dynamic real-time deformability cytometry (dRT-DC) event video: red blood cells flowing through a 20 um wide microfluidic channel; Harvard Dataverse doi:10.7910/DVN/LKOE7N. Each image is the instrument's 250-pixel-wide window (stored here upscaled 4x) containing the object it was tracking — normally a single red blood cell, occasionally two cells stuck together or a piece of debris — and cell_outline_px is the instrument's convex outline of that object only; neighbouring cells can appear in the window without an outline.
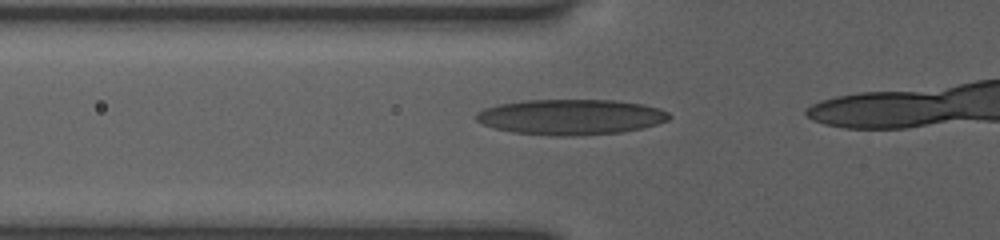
{"species": "human", "species_latin": "Homo sapiens", "temperature_condition": "room temperature", "stored_images_in_passage": 19, "camera_frame_rate_fps": 3000, "um_per_image_px": 0.085, "donor": {"sex": "female"}, "frame": {"image": 1, "passage_image": 14, "time_ms": 4.333, "image_size_px": [1000, 240], "cell_outline_px": [[672, 116], [668, 120], [656, 124], [640, 128], [620, 132], [572, 136], [548, 136], [512, 132], [492, 128], [476, 120], [476, 112], [484, 108], [496, 104], [524, 100], [612, 100], [644, 104], [660, 108], [668, 112]], "centroid_in_image_um": [48.48, 9.94], "position_along_channel_um": 77.3, "area_um2": 40.11}}
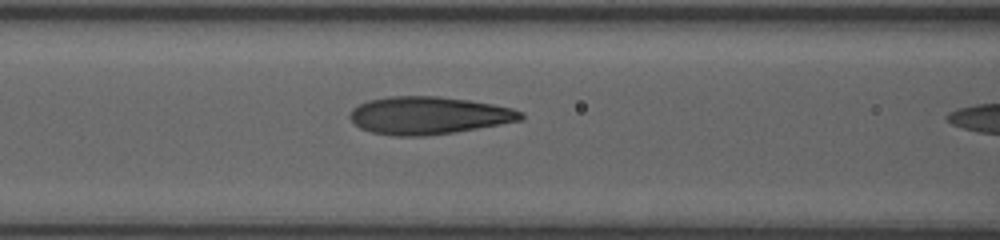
{"frame": {"image": 2, "passage_image": 18, "time_ms": 5.667, "image_size_px": [1000, 240], "cell_outline_px": [[524, 120], [456, 132], [424, 136], [392, 136], [372, 132], [360, 128], [348, 116], [352, 108], [368, 100], [388, 96], [440, 96], [468, 100], [492, 104], [512, 108], [524, 112]], "centroid_in_image_um": [36.45, 9.81], "position_along_channel_um": 130.2, "area_um2": 37.69}}